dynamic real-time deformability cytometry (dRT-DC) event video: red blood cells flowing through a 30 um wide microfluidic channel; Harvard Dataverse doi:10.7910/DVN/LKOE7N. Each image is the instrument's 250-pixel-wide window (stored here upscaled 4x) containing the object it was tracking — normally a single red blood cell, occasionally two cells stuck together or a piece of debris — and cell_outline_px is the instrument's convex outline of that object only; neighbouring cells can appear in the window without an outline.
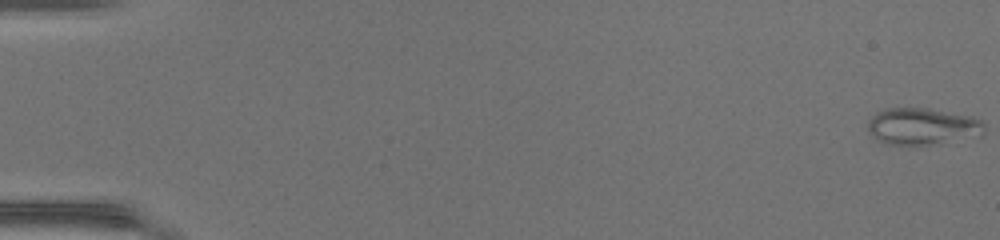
{"species": "common noctule bat (a hibernating species)", "species_latin": "Nyctalus noctula", "temperature_condition": "warm", "stored_images_in_passage": 49, "camera_frame_rate_fps": 3000, "um_per_image_px": 0.085, "animal": {"sex": "female", "body_mass_g": 17.0, "forearm_length_mm": 48.0}, "frame": {"image": 1, "passage_image": 1, "time_ms": 0.0, "image_size_px": [1000, 240], "cell_outline_px": [[984, 132], [980, 136], [928, 144], [888, 144], [880, 140], [868, 132], [868, 120], [876, 112], [884, 108], [928, 108], [972, 116], [980, 120], [984, 124]], "centroid_in_image_um": [78.4, 10.72], "position_along_channel_um": 6.6, "area_um2": 24.74}}
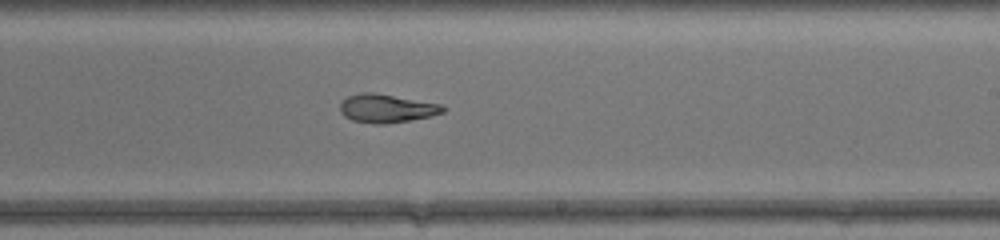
{"frame": {"image": 2, "passage_image": 31, "time_ms": 10.0, "image_size_px": [1000, 240], "cell_outline_px": [[448, 108], [444, 112], [428, 116], [408, 120], [384, 124], [376, 124], [352, 120], [344, 116], [340, 112], [340, 104], [348, 96], [360, 92], [372, 92], [440, 104]], "centroid_in_image_um": [32.83, 9.21], "position_along_channel_um": 256.2, "area_um2": 16.82}}
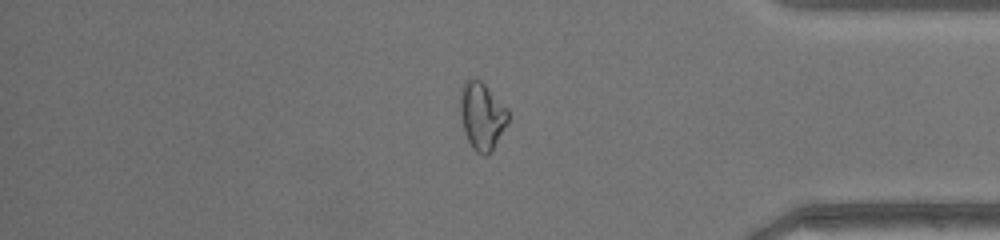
{"frame": {"image": 3, "passage_image": 42, "time_ms": 13.667, "image_size_px": [1000, 240], "cell_outline_px": [[508, 124], [492, 152], [484, 156], [476, 152], [472, 148], [464, 132], [460, 116], [460, 88], [468, 80], [480, 80], [508, 108]], "centroid_in_image_um": [40.98, 9.9], "position_along_channel_um": 394.2, "area_um2": 18.96}, "authors_computed_cell_mechanics": {"area_um2": 19.9988, "velocity_mm_per_s": 4.3425, "shape_relaxation_time_tau1_ms": null, "shape_relaxation_time_tau2_ms": 1.8039, "deformation_change_tau1": null, "deformation_change_tau2": 0.0837}}